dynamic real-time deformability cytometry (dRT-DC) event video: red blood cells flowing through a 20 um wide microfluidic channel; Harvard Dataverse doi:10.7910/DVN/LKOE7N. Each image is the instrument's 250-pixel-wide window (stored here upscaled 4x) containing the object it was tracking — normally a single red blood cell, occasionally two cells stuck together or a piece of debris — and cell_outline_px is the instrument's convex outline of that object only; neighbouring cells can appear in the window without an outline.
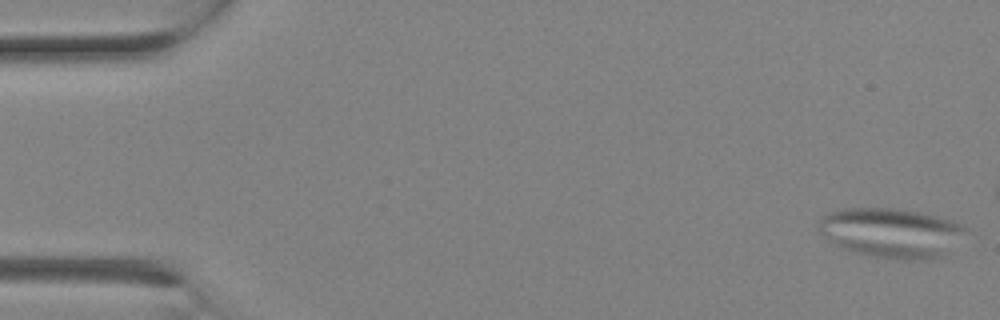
{"species": "Egyptian fruit bat (a non-hibernating species)", "species_latin": "Rousettus aegyptiacus", "temperature_condition": "room temperature", "stored_images_in_passage": 8, "camera_frame_rate_fps": 3000, "um_per_image_px": 0.085, "animal": {"sex": "female"}, "frame": {"image": 1, "passage_image": 1, "time_ms": 0.0, "image_size_px": [1000, 320], "cell_outline_px": [[968, 228], [948, 252], [940, 256], [924, 260], [900, 260], [872, 256], [852, 252], [828, 240], [820, 232], [820, 220], [828, 212], [844, 208], [896, 208], [920, 212], [952, 220]], "centroid_in_image_um": [75.76, 19.78], "position_along_channel_um": 9.2, "area_um2": 42.31}}